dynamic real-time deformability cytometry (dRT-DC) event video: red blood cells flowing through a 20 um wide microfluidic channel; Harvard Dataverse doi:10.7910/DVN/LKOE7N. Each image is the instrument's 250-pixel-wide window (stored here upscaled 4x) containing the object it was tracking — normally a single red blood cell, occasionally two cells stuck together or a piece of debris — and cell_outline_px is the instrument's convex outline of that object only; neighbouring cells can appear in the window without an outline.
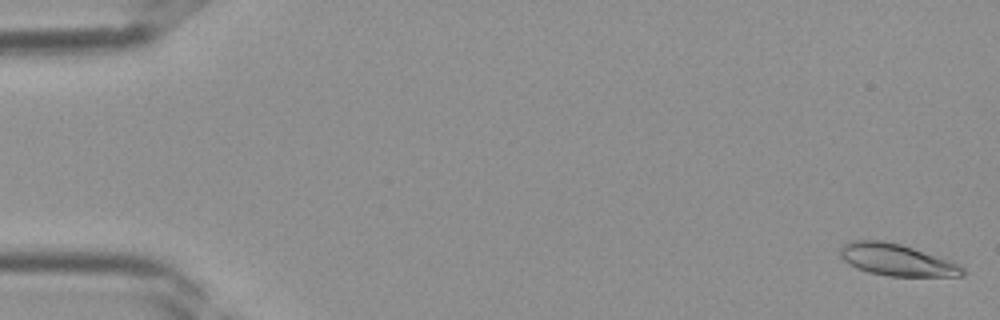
{"species": "Egyptian fruit bat (a non-hibernating species)", "species_latin": "Rousettus aegyptiacus", "temperature_condition": "room temperature", "stored_images_in_passage": 39, "camera_frame_rate_fps": 3000, "um_per_image_px": 0.085, "frame": {"image": 1, "passage_image": 1, "time_ms": 0.0, "image_size_px": [1000, 320], "cell_outline_px": [[964, 276], [888, 276], [868, 272], [856, 268], [848, 264], [840, 256], [840, 248], [844, 244], [852, 240], [884, 240], [900, 244], [960, 264], [964, 268]], "centroid_in_image_um": [76.19, 22.09], "position_along_channel_um": 8.8, "area_um2": 22.6}}
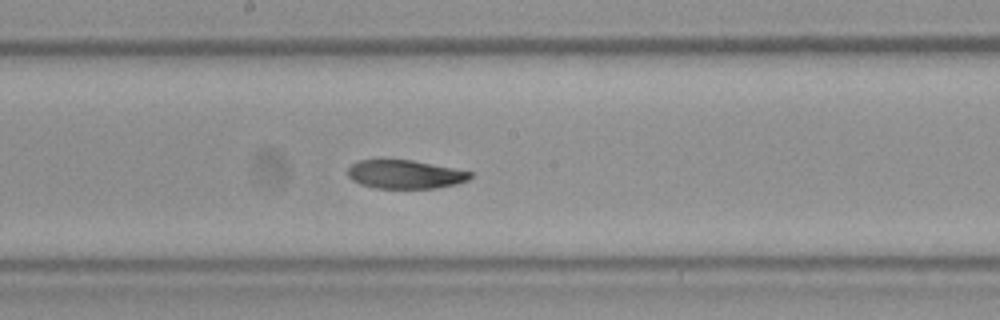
{"frame": {"image": 2, "passage_image": 21, "time_ms": 6.667, "image_size_px": [1000, 320], "cell_outline_px": [[472, 176], [468, 180], [456, 184], [436, 188], [376, 188], [360, 184], [352, 180], [348, 176], [348, 168], [356, 160], [412, 160], [472, 172]], "centroid_in_image_um": [34.41, 14.82], "position_along_channel_um": 213.8, "area_um2": 20.29}}
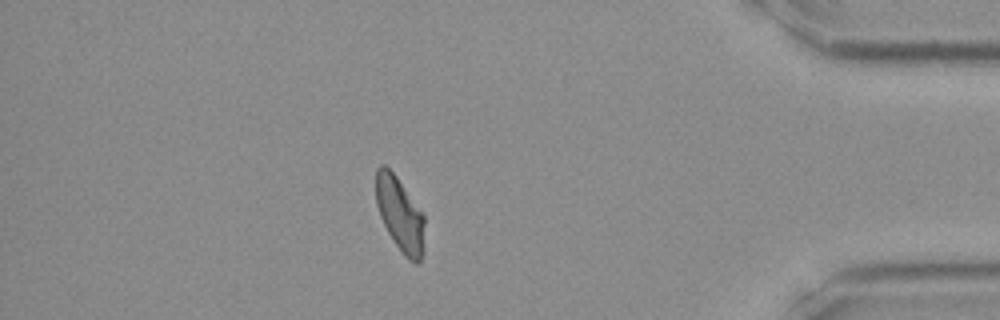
{"frame": {"image": 3, "passage_image": 34, "time_ms": 11.0, "image_size_px": [1000, 320], "cell_outline_px": [[424, 252], [420, 260], [416, 264], [408, 260], [404, 256], [388, 232], [380, 216], [376, 204], [376, 168], [380, 164], [384, 164], [396, 176], [424, 212]], "centroid_in_image_um": [34.02, 18.22], "position_along_channel_um": 401.2, "area_um2": 21.27}}